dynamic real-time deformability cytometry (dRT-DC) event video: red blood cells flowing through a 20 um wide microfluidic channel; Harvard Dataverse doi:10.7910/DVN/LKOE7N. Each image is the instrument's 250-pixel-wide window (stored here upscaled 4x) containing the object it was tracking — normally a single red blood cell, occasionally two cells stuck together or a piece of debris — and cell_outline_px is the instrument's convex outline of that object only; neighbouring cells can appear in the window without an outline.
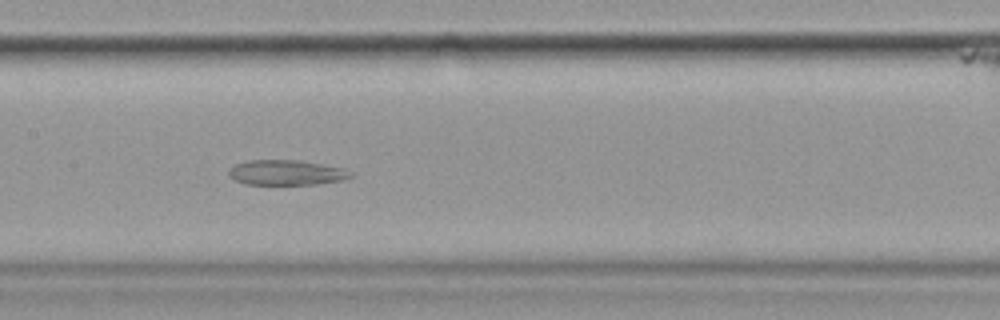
{"species": "common noctule bat (a hibernating species)", "species_latin": "Nyctalus noctula", "temperature_condition": "cold", "stored_images_in_passage": 9, "camera_frame_rate_fps": 3000, "um_per_image_px": 0.085, "animal": {"sex": "female", "body_mass_g": 19.9}, "frame": {"image": 1, "passage_image": 7, "time_ms": 7.0, "image_size_px": [1000, 320], "cell_outline_px": [[352, 176], [340, 180], [316, 184], [244, 184], [228, 176], [228, 168], [236, 164], [252, 160], [300, 160], [344, 168], [352, 172]], "centroid_in_image_um": [24.31, 14.66], "position_along_channel_um": 183.1, "area_um2": 17.74}}
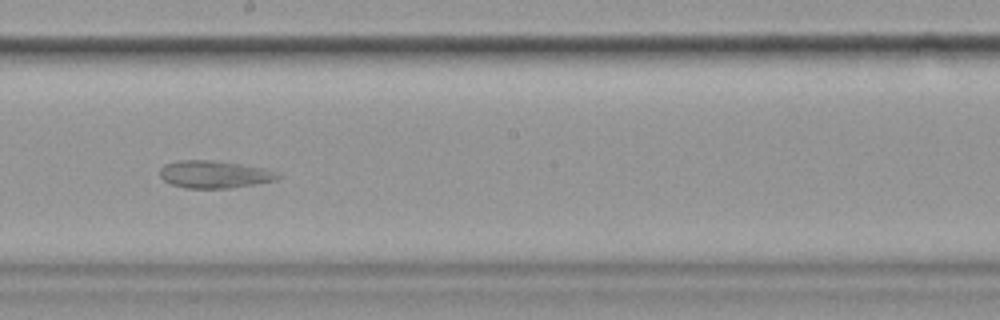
{"frame": {"image": 2, "passage_image": 8, "time_ms": 8.333, "image_size_px": [1000, 320], "cell_outline_px": [[284, 176], [276, 180], [256, 184], [232, 188], [184, 188], [172, 184], [164, 180], [160, 176], [160, 168], [164, 164], [180, 160], [212, 160], [240, 164], [264, 168], [280, 172]], "centroid_in_image_um": [18.27, 14.82], "position_along_channel_um": 229.9, "area_um2": 19.07}}
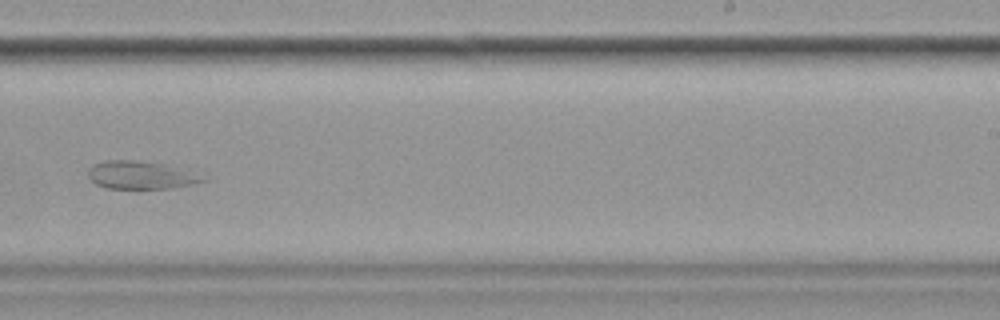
{"frame": {"image": 3, "passage_image": 9, "time_ms": 9.667, "image_size_px": [1000, 320], "cell_outline_px": [[208, 180], [192, 184], [172, 188], [108, 188], [96, 184], [88, 176], [88, 168], [92, 164], [108, 160], [136, 160], [164, 164]], "centroid_in_image_um": [11.84, 14.88], "position_along_channel_um": 277.2, "area_um2": 18.03}}